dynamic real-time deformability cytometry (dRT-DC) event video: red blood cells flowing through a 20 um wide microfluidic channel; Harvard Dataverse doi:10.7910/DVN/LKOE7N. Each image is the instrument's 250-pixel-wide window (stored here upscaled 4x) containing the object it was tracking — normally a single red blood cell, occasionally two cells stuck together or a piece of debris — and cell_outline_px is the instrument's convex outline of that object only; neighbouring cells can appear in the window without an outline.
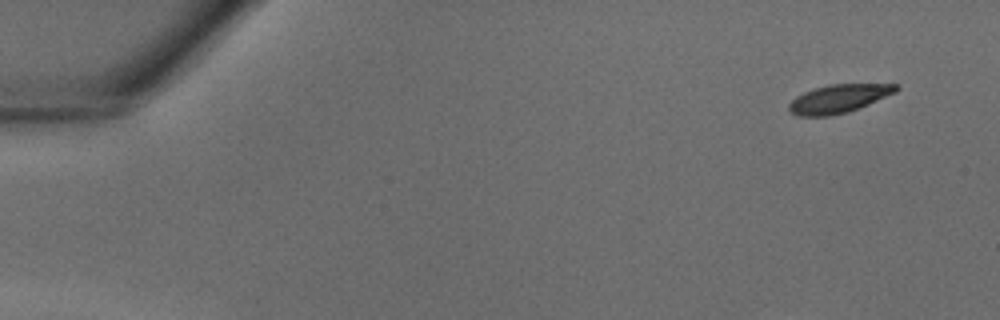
{"species": "common noctule bat (a hibernating species)", "species_latin": "Nyctalus noctula", "temperature_condition": "warm", "stored_images_in_passage": 33, "camera_frame_rate_fps": 3000, "um_per_image_px": 0.085, "animal": {"sex": "male", "body_mass_g": 18.8}, "frame": {"image": 1, "passage_image": 1, "time_ms": 0.0, "image_size_px": [1000, 320], "cell_outline_px": [[900, 88], [896, 92], [868, 104], [848, 112], [828, 116], [796, 116], [788, 108], [788, 104], [796, 96], [804, 92], [828, 84], [896, 84]], "centroid_in_image_um": [71.27, 8.39], "position_along_channel_um": 13.7, "area_um2": 17.57}}